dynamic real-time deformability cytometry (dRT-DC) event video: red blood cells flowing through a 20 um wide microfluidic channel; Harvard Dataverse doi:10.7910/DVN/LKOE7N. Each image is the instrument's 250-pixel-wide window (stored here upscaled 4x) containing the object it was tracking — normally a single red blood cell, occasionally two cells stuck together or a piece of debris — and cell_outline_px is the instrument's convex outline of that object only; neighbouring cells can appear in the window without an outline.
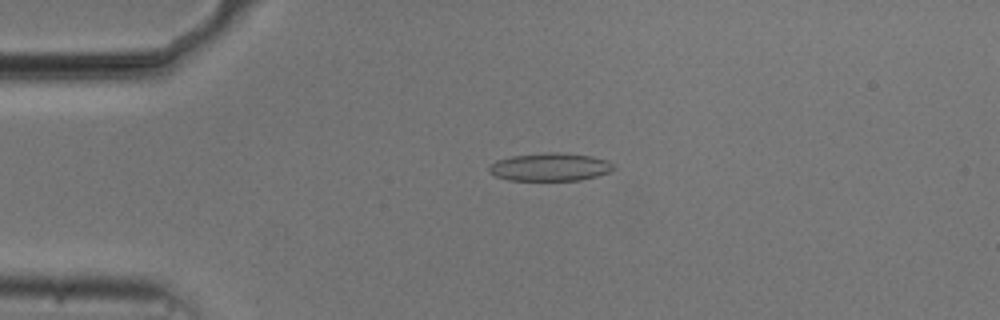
{"species": "common noctule bat (a hibernating species)", "species_latin": "Nyctalus noctula", "temperature_condition": "cold", "stored_images_in_passage": 39, "camera_frame_rate_fps": 3000, "um_per_image_px": 0.085, "animal": {"sex": "male", "body_mass_g": 20.5, "forearm_length_mm": 52.5}, "frame": {"image": 1, "passage_image": 12, "time_ms": 3.667, "image_size_px": [1000, 320], "cell_outline_px": [[616, 168], [608, 172], [596, 176], [580, 180], [508, 180], [496, 176], [488, 172], [488, 168], [496, 160], [512, 156], [548, 152], [556, 152], [592, 156], [608, 160]], "centroid_in_image_um": [46.75, 14.19], "position_along_channel_um": 38.2, "area_um2": 20.23}}
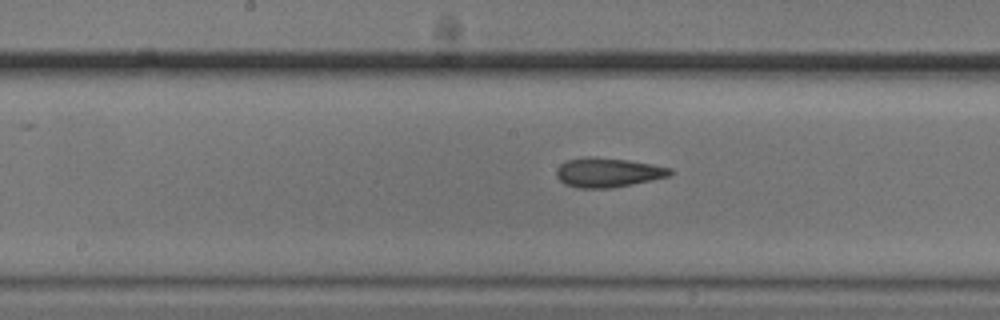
{"frame": {"image": 2, "passage_image": 27, "time_ms": 8.667, "image_size_px": [1000, 320], "cell_outline_px": [[672, 176], [612, 188], [576, 188], [564, 184], [556, 176], [556, 168], [560, 164], [568, 160], [584, 156], [596, 156], [628, 160], [652, 164], [672, 168]], "centroid_in_image_um": [51.66, 14.65], "position_along_channel_um": 196.5, "area_um2": 19.77}}
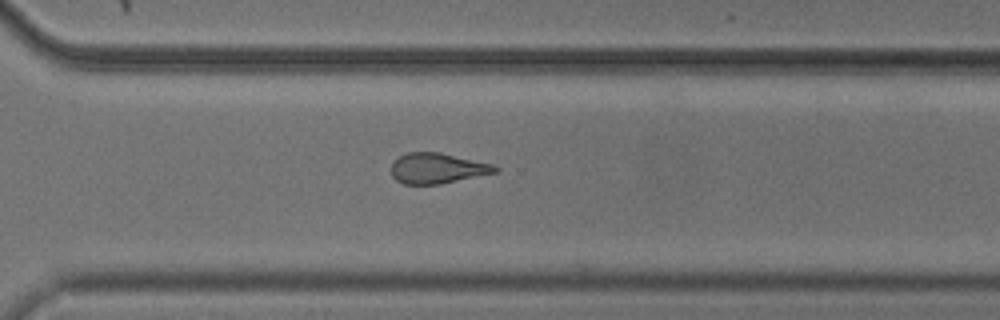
{"frame": {"image": 3, "passage_image": 38, "time_ms": 12.333, "image_size_px": [1000, 320], "cell_outline_px": [[500, 168], [496, 172], [440, 184], [404, 184], [396, 180], [392, 176], [392, 160], [408, 152], [440, 152], [492, 164]], "centroid_in_image_um": [37.14, 14.3], "position_along_channel_um": 333.5, "area_um2": 18.32}}